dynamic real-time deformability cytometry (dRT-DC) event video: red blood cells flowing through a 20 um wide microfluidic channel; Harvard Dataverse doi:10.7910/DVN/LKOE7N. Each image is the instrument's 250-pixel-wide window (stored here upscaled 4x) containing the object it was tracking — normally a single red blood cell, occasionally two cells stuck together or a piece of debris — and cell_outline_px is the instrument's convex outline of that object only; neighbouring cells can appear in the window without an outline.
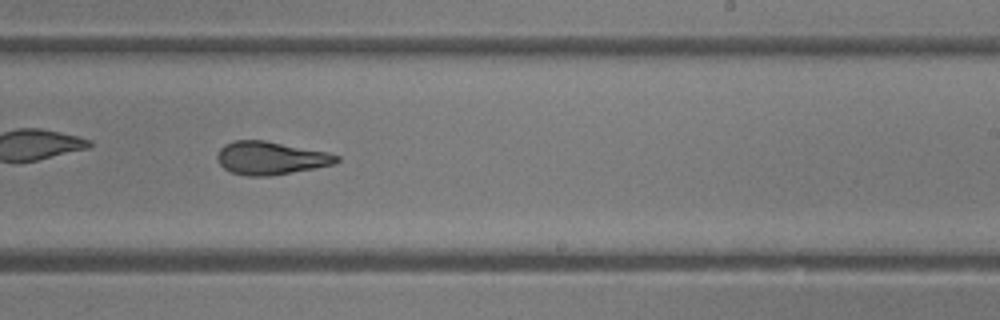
{"species": "common noctule bat (a hibernating species)", "species_latin": "Nyctalus noctula", "temperature_condition": "room temperature", "stored_images_in_passage": 35, "camera_frame_rate_fps": 3000, "um_per_image_px": 0.085, "animal": {"sex": "female"}, "frame": {"image": 1, "passage_image": 16, "time_ms": 5.0, "image_size_px": [1000, 320], "cell_outline_px": [[340, 160], [332, 164], [292, 172], [268, 176], [248, 176], [232, 172], [224, 168], [220, 164], [216, 156], [220, 148], [224, 144], [232, 140], [264, 140], [328, 152], [340, 156]], "centroid_in_image_um": [22.98, 13.42], "position_along_channel_um": 266.0, "area_um2": 22.83}, "authors_computed_cell_mechanics": {"area_um2": 23.409, "velocity_mm_per_s": 4.2035, "shape_relaxation_time_tau1_ms": 4.108, "shape_relaxation_time_tau2_ms": 2.4485, "deformation_change_tau1": 0.1585, "deformation_change_tau2": 0.1051}}